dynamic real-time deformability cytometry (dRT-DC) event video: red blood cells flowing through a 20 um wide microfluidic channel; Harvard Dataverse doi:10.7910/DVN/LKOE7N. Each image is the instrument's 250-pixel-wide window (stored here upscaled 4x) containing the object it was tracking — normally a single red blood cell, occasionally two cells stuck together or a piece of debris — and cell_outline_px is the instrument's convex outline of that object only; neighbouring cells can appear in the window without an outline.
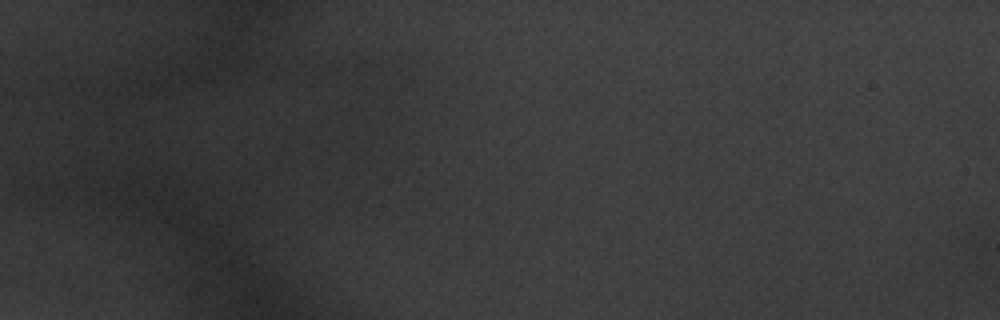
{"species": "common noctule bat (a hibernating species)", "species_latin": "Nyctalus noctula", "temperature_condition": "warm", "stored_images_in_passage": 3, "camera_frame_rate_fps": 3000, "um_per_image_px": 0.085, "animal": {"sex": "male", "body_mass_g": 20.1, "forearm_length_mm": 53.5}, "frame": {"image": 1, "passage_image": 1, "time_ms": 0.0, "image_size_px": [1000, 320], "cell_outline_px": [[192, 180], [188, 192], [184, 196], [176, 196], [92, 188], [92, 180], [148, 156], [180, 168]], "centroid_in_image_um": [12.45, 15.19], "position_along_channel_um": 72.6, "area_um2": 18.32}}